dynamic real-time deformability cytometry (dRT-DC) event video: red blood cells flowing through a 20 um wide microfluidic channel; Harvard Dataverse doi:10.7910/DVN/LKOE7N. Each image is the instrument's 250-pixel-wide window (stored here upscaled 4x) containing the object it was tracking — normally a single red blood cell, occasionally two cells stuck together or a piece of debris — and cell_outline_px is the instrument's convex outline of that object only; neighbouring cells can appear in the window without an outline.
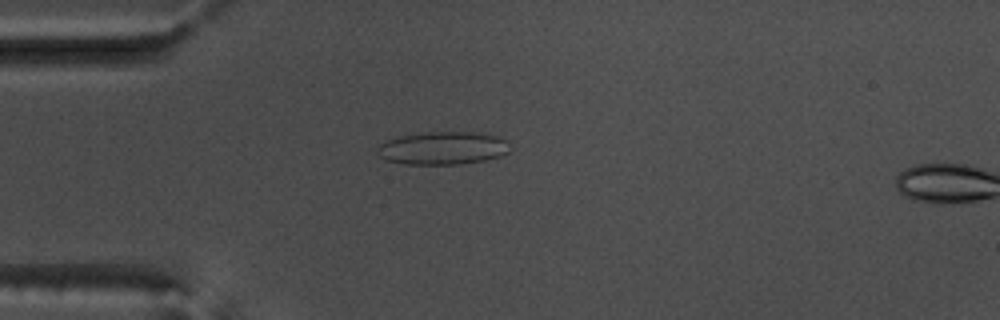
{"species": "common noctule bat (a hibernating species)", "species_latin": "Nyctalus noctula", "temperature_condition": "warm", "stored_images_in_passage": 16, "camera_frame_rate_fps": 3000, "um_per_image_px": 0.085, "animal": {"sex": "male", "body_mass_g": 17.5, "forearm_length_mm": 52.3}, "frame": {"image": 1, "passage_image": 14, "time_ms": 4.333, "image_size_px": [1000, 320], "cell_outline_px": [[512, 148], [508, 152], [500, 156], [484, 160], [460, 164], [404, 164], [384, 160], [376, 152], [376, 148], [380, 144], [388, 140], [400, 136], [428, 132], [472, 132], [500, 136], [508, 140]], "centroid_in_image_um": [37.67, 12.59], "position_along_channel_um": 47.3, "area_um2": 25.66}}